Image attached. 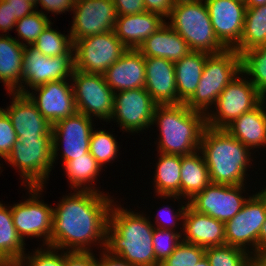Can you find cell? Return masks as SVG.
<instances>
[{"label":"cell","mask_w":266,"mask_h":266,"mask_svg":"<svg viewBox=\"0 0 266 266\" xmlns=\"http://www.w3.org/2000/svg\"><path fill=\"white\" fill-rule=\"evenodd\" d=\"M73 191L53 206L50 246L64 251L91 252L93 245H97L104 250L109 211L117 198L95 191Z\"/></svg>","instance_id":"cell-1"},{"label":"cell","mask_w":266,"mask_h":266,"mask_svg":"<svg viewBox=\"0 0 266 266\" xmlns=\"http://www.w3.org/2000/svg\"><path fill=\"white\" fill-rule=\"evenodd\" d=\"M124 208L115 202L110 207L104 250L134 266H160L153 248L150 215Z\"/></svg>","instance_id":"cell-2"},{"label":"cell","mask_w":266,"mask_h":266,"mask_svg":"<svg viewBox=\"0 0 266 266\" xmlns=\"http://www.w3.org/2000/svg\"><path fill=\"white\" fill-rule=\"evenodd\" d=\"M206 161L211 183L246 185L253 151L225 129L206 127L199 149ZM246 183V184H245Z\"/></svg>","instance_id":"cell-3"},{"label":"cell","mask_w":266,"mask_h":266,"mask_svg":"<svg viewBox=\"0 0 266 266\" xmlns=\"http://www.w3.org/2000/svg\"><path fill=\"white\" fill-rule=\"evenodd\" d=\"M152 125L159 128L157 152L181 156L200 149L207 127L206 115L189 109L185 103L156 105Z\"/></svg>","instance_id":"cell-4"},{"label":"cell","mask_w":266,"mask_h":266,"mask_svg":"<svg viewBox=\"0 0 266 266\" xmlns=\"http://www.w3.org/2000/svg\"><path fill=\"white\" fill-rule=\"evenodd\" d=\"M166 21L187 43L191 51L218 54L227 48L216 37L204 0H176Z\"/></svg>","instance_id":"cell-5"},{"label":"cell","mask_w":266,"mask_h":266,"mask_svg":"<svg viewBox=\"0 0 266 266\" xmlns=\"http://www.w3.org/2000/svg\"><path fill=\"white\" fill-rule=\"evenodd\" d=\"M240 73L241 55L235 49L210 54L206 58L197 89L185 105L206 115L213 108L220 93Z\"/></svg>","instance_id":"cell-6"},{"label":"cell","mask_w":266,"mask_h":266,"mask_svg":"<svg viewBox=\"0 0 266 266\" xmlns=\"http://www.w3.org/2000/svg\"><path fill=\"white\" fill-rule=\"evenodd\" d=\"M52 135L42 138H18L5 163L20 173L22 186H46L53 169Z\"/></svg>","instance_id":"cell-7"},{"label":"cell","mask_w":266,"mask_h":266,"mask_svg":"<svg viewBox=\"0 0 266 266\" xmlns=\"http://www.w3.org/2000/svg\"><path fill=\"white\" fill-rule=\"evenodd\" d=\"M265 97L241 72L220 93L206 114L207 127L225 129L235 119L257 107Z\"/></svg>","instance_id":"cell-8"},{"label":"cell","mask_w":266,"mask_h":266,"mask_svg":"<svg viewBox=\"0 0 266 266\" xmlns=\"http://www.w3.org/2000/svg\"><path fill=\"white\" fill-rule=\"evenodd\" d=\"M29 197L11 206L13 223L18 236L25 243L26 237L42 239L43 246H50L53 207L40 199L45 186H26Z\"/></svg>","instance_id":"cell-9"},{"label":"cell","mask_w":266,"mask_h":266,"mask_svg":"<svg viewBox=\"0 0 266 266\" xmlns=\"http://www.w3.org/2000/svg\"><path fill=\"white\" fill-rule=\"evenodd\" d=\"M127 50L114 30L83 37L73 43L74 69L103 75Z\"/></svg>","instance_id":"cell-10"},{"label":"cell","mask_w":266,"mask_h":266,"mask_svg":"<svg viewBox=\"0 0 266 266\" xmlns=\"http://www.w3.org/2000/svg\"><path fill=\"white\" fill-rule=\"evenodd\" d=\"M72 86L77 112L89 118L110 121L113 113L114 92L102 74L74 69Z\"/></svg>","instance_id":"cell-11"},{"label":"cell","mask_w":266,"mask_h":266,"mask_svg":"<svg viewBox=\"0 0 266 266\" xmlns=\"http://www.w3.org/2000/svg\"><path fill=\"white\" fill-rule=\"evenodd\" d=\"M265 221L266 201L257 192L253 193L243 208L225 222L226 245L244 249L252 256L259 255V233Z\"/></svg>","instance_id":"cell-12"},{"label":"cell","mask_w":266,"mask_h":266,"mask_svg":"<svg viewBox=\"0 0 266 266\" xmlns=\"http://www.w3.org/2000/svg\"><path fill=\"white\" fill-rule=\"evenodd\" d=\"M73 71L74 54L49 57L32 45L25 46L22 88L17 93L26 94L30 88L33 89L50 81L71 79Z\"/></svg>","instance_id":"cell-13"},{"label":"cell","mask_w":266,"mask_h":266,"mask_svg":"<svg viewBox=\"0 0 266 266\" xmlns=\"http://www.w3.org/2000/svg\"><path fill=\"white\" fill-rule=\"evenodd\" d=\"M93 121L94 119L76 112L52 125L54 164L59 159L57 156H61L62 165H64L75 157L83 156L89 152L90 136L94 129ZM60 150L62 151L60 152ZM58 151L62 154L60 155Z\"/></svg>","instance_id":"cell-14"},{"label":"cell","mask_w":266,"mask_h":266,"mask_svg":"<svg viewBox=\"0 0 266 266\" xmlns=\"http://www.w3.org/2000/svg\"><path fill=\"white\" fill-rule=\"evenodd\" d=\"M156 103L145 88H136L114 93L113 113L109 121L118 122L126 133H141L153 123ZM139 131V132H138Z\"/></svg>","instance_id":"cell-15"},{"label":"cell","mask_w":266,"mask_h":266,"mask_svg":"<svg viewBox=\"0 0 266 266\" xmlns=\"http://www.w3.org/2000/svg\"><path fill=\"white\" fill-rule=\"evenodd\" d=\"M245 189H247L246 185L210 183L188 203L195 211L225 223L243 208L245 202L252 195L243 196V193H246Z\"/></svg>","instance_id":"cell-16"},{"label":"cell","mask_w":266,"mask_h":266,"mask_svg":"<svg viewBox=\"0 0 266 266\" xmlns=\"http://www.w3.org/2000/svg\"><path fill=\"white\" fill-rule=\"evenodd\" d=\"M72 13V43L115 28L117 13L113 0H76Z\"/></svg>","instance_id":"cell-17"},{"label":"cell","mask_w":266,"mask_h":266,"mask_svg":"<svg viewBox=\"0 0 266 266\" xmlns=\"http://www.w3.org/2000/svg\"><path fill=\"white\" fill-rule=\"evenodd\" d=\"M30 91L26 95L51 125L77 112L71 79L50 81Z\"/></svg>","instance_id":"cell-18"},{"label":"cell","mask_w":266,"mask_h":266,"mask_svg":"<svg viewBox=\"0 0 266 266\" xmlns=\"http://www.w3.org/2000/svg\"><path fill=\"white\" fill-rule=\"evenodd\" d=\"M214 33L227 48L233 49L241 39L245 20L244 0H204Z\"/></svg>","instance_id":"cell-19"},{"label":"cell","mask_w":266,"mask_h":266,"mask_svg":"<svg viewBox=\"0 0 266 266\" xmlns=\"http://www.w3.org/2000/svg\"><path fill=\"white\" fill-rule=\"evenodd\" d=\"M12 101L5 109L9 116L17 138H42L52 135V125L38 111L36 105L26 94L8 92Z\"/></svg>","instance_id":"cell-20"},{"label":"cell","mask_w":266,"mask_h":266,"mask_svg":"<svg viewBox=\"0 0 266 266\" xmlns=\"http://www.w3.org/2000/svg\"><path fill=\"white\" fill-rule=\"evenodd\" d=\"M145 90L157 105L180 104L174 62L159 57H145Z\"/></svg>","instance_id":"cell-21"},{"label":"cell","mask_w":266,"mask_h":266,"mask_svg":"<svg viewBox=\"0 0 266 266\" xmlns=\"http://www.w3.org/2000/svg\"><path fill=\"white\" fill-rule=\"evenodd\" d=\"M182 227V241L203 248L226 245L225 223L195 211L189 204Z\"/></svg>","instance_id":"cell-22"},{"label":"cell","mask_w":266,"mask_h":266,"mask_svg":"<svg viewBox=\"0 0 266 266\" xmlns=\"http://www.w3.org/2000/svg\"><path fill=\"white\" fill-rule=\"evenodd\" d=\"M103 76L114 93L144 88L145 57L138 49H128L105 71Z\"/></svg>","instance_id":"cell-23"},{"label":"cell","mask_w":266,"mask_h":266,"mask_svg":"<svg viewBox=\"0 0 266 266\" xmlns=\"http://www.w3.org/2000/svg\"><path fill=\"white\" fill-rule=\"evenodd\" d=\"M166 20L151 12L117 16L114 32L116 37L128 48L139 46L165 24Z\"/></svg>","instance_id":"cell-24"},{"label":"cell","mask_w":266,"mask_h":266,"mask_svg":"<svg viewBox=\"0 0 266 266\" xmlns=\"http://www.w3.org/2000/svg\"><path fill=\"white\" fill-rule=\"evenodd\" d=\"M266 98L253 110L235 119L225 130L251 151L266 148Z\"/></svg>","instance_id":"cell-25"},{"label":"cell","mask_w":266,"mask_h":266,"mask_svg":"<svg viewBox=\"0 0 266 266\" xmlns=\"http://www.w3.org/2000/svg\"><path fill=\"white\" fill-rule=\"evenodd\" d=\"M138 50L144 57H159L171 62L179 61L191 51L188 43L166 22Z\"/></svg>","instance_id":"cell-26"},{"label":"cell","mask_w":266,"mask_h":266,"mask_svg":"<svg viewBox=\"0 0 266 266\" xmlns=\"http://www.w3.org/2000/svg\"><path fill=\"white\" fill-rule=\"evenodd\" d=\"M24 47L10 34H0V81L7 93L22 88Z\"/></svg>","instance_id":"cell-27"},{"label":"cell","mask_w":266,"mask_h":266,"mask_svg":"<svg viewBox=\"0 0 266 266\" xmlns=\"http://www.w3.org/2000/svg\"><path fill=\"white\" fill-rule=\"evenodd\" d=\"M159 155L154 172V192L158 198L180 201L181 199V155ZM179 199V200H178Z\"/></svg>","instance_id":"cell-28"},{"label":"cell","mask_w":266,"mask_h":266,"mask_svg":"<svg viewBox=\"0 0 266 266\" xmlns=\"http://www.w3.org/2000/svg\"><path fill=\"white\" fill-rule=\"evenodd\" d=\"M209 55L201 51H190L174 62L179 103H186L195 93Z\"/></svg>","instance_id":"cell-29"},{"label":"cell","mask_w":266,"mask_h":266,"mask_svg":"<svg viewBox=\"0 0 266 266\" xmlns=\"http://www.w3.org/2000/svg\"><path fill=\"white\" fill-rule=\"evenodd\" d=\"M210 183L209 170L200 150L181 156V198L189 201Z\"/></svg>","instance_id":"cell-30"},{"label":"cell","mask_w":266,"mask_h":266,"mask_svg":"<svg viewBox=\"0 0 266 266\" xmlns=\"http://www.w3.org/2000/svg\"><path fill=\"white\" fill-rule=\"evenodd\" d=\"M25 246L14 226L11 205L0 201V265L15 266L25 255Z\"/></svg>","instance_id":"cell-31"},{"label":"cell","mask_w":266,"mask_h":266,"mask_svg":"<svg viewBox=\"0 0 266 266\" xmlns=\"http://www.w3.org/2000/svg\"><path fill=\"white\" fill-rule=\"evenodd\" d=\"M64 172L68 176L69 187L71 190H87L98 193H105L99 190L94 184L97 182L102 172V167L96 159L87 152L83 156L75 157V159L66 162L64 165ZM94 185V186H93Z\"/></svg>","instance_id":"cell-32"},{"label":"cell","mask_w":266,"mask_h":266,"mask_svg":"<svg viewBox=\"0 0 266 266\" xmlns=\"http://www.w3.org/2000/svg\"><path fill=\"white\" fill-rule=\"evenodd\" d=\"M261 45H266V4L246 8L241 39L233 49L241 55Z\"/></svg>","instance_id":"cell-33"},{"label":"cell","mask_w":266,"mask_h":266,"mask_svg":"<svg viewBox=\"0 0 266 266\" xmlns=\"http://www.w3.org/2000/svg\"><path fill=\"white\" fill-rule=\"evenodd\" d=\"M241 72L266 98V45L251 48L241 54Z\"/></svg>","instance_id":"cell-34"},{"label":"cell","mask_w":266,"mask_h":266,"mask_svg":"<svg viewBox=\"0 0 266 266\" xmlns=\"http://www.w3.org/2000/svg\"><path fill=\"white\" fill-rule=\"evenodd\" d=\"M52 24L53 23H50L48 27H46L32 46L43 55L49 57L74 54L70 31H68L67 35L65 33L62 34L56 29H52Z\"/></svg>","instance_id":"cell-35"},{"label":"cell","mask_w":266,"mask_h":266,"mask_svg":"<svg viewBox=\"0 0 266 266\" xmlns=\"http://www.w3.org/2000/svg\"><path fill=\"white\" fill-rule=\"evenodd\" d=\"M96 125L90 136V154L96 159V161L103 168L108 163H113L115 159L120 155L119 144L116 136L111 132L105 130H95ZM119 152V153H118Z\"/></svg>","instance_id":"cell-36"},{"label":"cell","mask_w":266,"mask_h":266,"mask_svg":"<svg viewBox=\"0 0 266 266\" xmlns=\"http://www.w3.org/2000/svg\"><path fill=\"white\" fill-rule=\"evenodd\" d=\"M210 266H250L251 253L236 246L222 245L205 248Z\"/></svg>","instance_id":"cell-37"},{"label":"cell","mask_w":266,"mask_h":266,"mask_svg":"<svg viewBox=\"0 0 266 266\" xmlns=\"http://www.w3.org/2000/svg\"><path fill=\"white\" fill-rule=\"evenodd\" d=\"M50 23L52 22L48 16L36 10L16 22L15 30L19 37L15 39L24 46L32 45Z\"/></svg>","instance_id":"cell-38"},{"label":"cell","mask_w":266,"mask_h":266,"mask_svg":"<svg viewBox=\"0 0 266 266\" xmlns=\"http://www.w3.org/2000/svg\"><path fill=\"white\" fill-rule=\"evenodd\" d=\"M39 246L33 253H25L15 266H66L64 250L49 245L43 246L44 249Z\"/></svg>","instance_id":"cell-39"},{"label":"cell","mask_w":266,"mask_h":266,"mask_svg":"<svg viewBox=\"0 0 266 266\" xmlns=\"http://www.w3.org/2000/svg\"><path fill=\"white\" fill-rule=\"evenodd\" d=\"M182 232L183 227H180L179 232L171 229H158L154 227L152 242L156 260L159 263H162L168 258L182 242Z\"/></svg>","instance_id":"cell-40"},{"label":"cell","mask_w":266,"mask_h":266,"mask_svg":"<svg viewBox=\"0 0 266 266\" xmlns=\"http://www.w3.org/2000/svg\"><path fill=\"white\" fill-rule=\"evenodd\" d=\"M205 256V248L182 241L160 266H195Z\"/></svg>","instance_id":"cell-41"},{"label":"cell","mask_w":266,"mask_h":266,"mask_svg":"<svg viewBox=\"0 0 266 266\" xmlns=\"http://www.w3.org/2000/svg\"><path fill=\"white\" fill-rule=\"evenodd\" d=\"M182 200L185 199L181 198V203H179L180 207L176 211L174 208H172V206L169 207V205H164L165 207H161V209L158 211V214L154 215L155 221L153 220V222L155 224L152 222L153 226L158 229H171L174 231H178L176 228H178L179 225L183 226L184 214L189 204L187 200H185V202ZM184 203L185 205H183ZM178 221H180V223Z\"/></svg>","instance_id":"cell-42"},{"label":"cell","mask_w":266,"mask_h":266,"mask_svg":"<svg viewBox=\"0 0 266 266\" xmlns=\"http://www.w3.org/2000/svg\"><path fill=\"white\" fill-rule=\"evenodd\" d=\"M18 140L7 113L0 107V157L4 160Z\"/></svg>","instance_id":"cell-43"},{"label":"cell","mask_w":266,"mask_h":266,"mask_svg":"<svg viewBox=\"0 0 266 266\" xmlns=\"http://www.w3.org/2000/svg\"><path fill=\"white\" fill-rule=\"evenodd\" d=\"M75 1L76 0H36L35 9H39L38 6L41 5L42 8L39 11L43 15L47 16V13L51 12L52 15L54 14V16H56L57 14L65 13V11L72 12V9L75 7Z\"/></svg>","instance_id":"cell-44"},{"label":"cell","mask_w":266,"mask_h":266,"mask_svg":"<svg viewBox=\"0 0 266 266\" xmlns=\"http://www.w3.org/2000/svg\"><path fill=\"white\" fill-rule=\"evenodd\" d=\"M91 252H76L65 251L66 266H96V253Z\"/></svg>","instance_id":"cell-45"},{"label":"cell","mask_w":266,"mask_h":266,"mask_svg":"<svg viewBox=\"0 0 266 266\" xmlns=\"http://www.w3.org/2000/svg\"><path fill=\"white\" fill-rule=\"evenodd\" d=\"M117 16L134 15L145 12L143 0H113Z\"/></svg>","instance_id":"cell-46"},{"label":"cell","mask_w":266,"mask_h":266,"mask_svg":"<svg viewBox=\"0 0 266 266\" xmlns=\"http://www.w3.org/2000/svg\"><path fill=\"white\" fill-rule=\"evenodd\" d=\"M147 12L160 15L168 20L176 0H143Z\"/></svg>","instance_id":"cell-47"},{"label":"cell","mask_w":266,"mask_h":266,"mask_svg":"<svg viewBox=\"0 0 266 266\" xmlns=\"http://www.w3.org/2000/svg\"><path fill=\"white\" fill-rule=\"evenodd\" d=\"M18 20L12 15L8 1L0 0V31L7 35L13 30Z\"/></svg>","instance_id":"cell-48"},{"label":"cell","mask_w":266,"mask_h":266,"mask_svg":"<svg viewBox=\"0 0 266 266\" xmlns=\"http://www.w3.org/2000/svg\"><path fill=\"white\" fill-rule=\"evenodd\" d=\"M10 7V11L17 20L24 16L32 14L35 9V5L28 0H6Z\"/></svg>","instance_id":"cell-49"},{"label":"cell","mask_w":266,"mask_h":266,"mask_svg":"<svg viewBox=\"0 0 266 266\" xmlns=\"http://www.w3.org/2000/svg\"><path fill=\"white\" fill-rule=\"evenodd\" d=\"M99 259L96 260V266H134L126 260L117 256L110 255L107 251L98 252Z\"/></svg>","instance_id":"cell-50"},{"label":"cell","mask_w":266,"mask_h":266,"mask_svg":"<svg viewBox=\"0 0 266 266\" xmlns=\"http://www.w3.org/2000/svg\"><path fill=\"white\" fill-rule=\"evenodd\" d=\"M266 253V221L261 227L259 233V255H264Z\"/></svg>","instance_id":"cell-51"},{"label":"cell","mask_w":266,"mask_h":266,"mask_svg":"<svg viewBox=\"0 0 266 266\" xmlns=\"http://www.w3.org/2000/svg\"><path fill=\"white\" fill-rule=\"evenodd\" d=\"M250 266H266V257L264 255L252 256Z\"/></svg>","instance_id":"cell-52"},{"label":"cell","mask_w":266,"mask_h":266,"mask_svg":"<svg viewBox=\"0 0 266 266\" xmlns=\"http://www.w3.org/2000/svg\"><path fill=\"white\" fill-rule=\"evenodd\" d=\"M246 7H256L266 4V0H244Z\"/></svg>","instance_id":"cell-53"},{"label":"cell","mask_w":266,"mask_h":266,"mask_svg":"<svg viewBox=\"0 0 266 266\" xmlns=\"http://www.w3.org/2000/svg\"><path fill=\"white\" fill-rule=\"evenodd\" d=\"M195 266H210V263H209L208 259L206 258V256H204L200 262L195 264Z\"/></svg>","instance_id":"cell-54"},{"label":"cell","mask_w":266,"mask_h":266,"mask_svg":"<svg viewBox=\"0 0 266 266\" xmlns=\"http://www.w3.org/2000/svg\"><path fill=\"white\" fill-rule=\"evenodd\" d=\"M261 189H259V191H257V193L266 201V186L264 189L263 188H261Z\"/></svg>","instance_id":"cell-55"},{"label":"cell","mask_w":266,"mask_h":266,"mask_svg":"<svg viewBox=\"0 0 266 266\" xmlns=\"http://www.w3.org/2000/svg\"><path fill=\"white\" fill-rule=\"evenodd\" d=\"M28 1L32 2L35 5L36 0H28Z\"/></svg>","instance_id":"cell-56"}]
</instances>
